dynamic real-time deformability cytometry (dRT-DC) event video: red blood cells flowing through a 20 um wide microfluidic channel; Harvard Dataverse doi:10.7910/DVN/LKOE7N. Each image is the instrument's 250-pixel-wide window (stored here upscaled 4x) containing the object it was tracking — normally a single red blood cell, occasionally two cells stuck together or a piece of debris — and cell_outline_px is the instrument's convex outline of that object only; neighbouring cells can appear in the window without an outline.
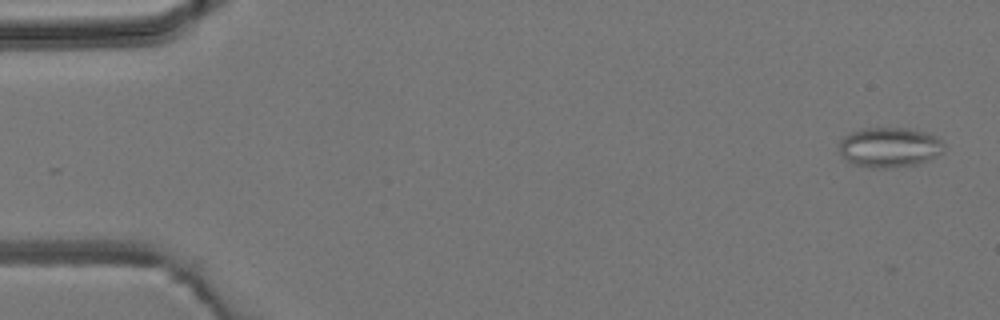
{"species": "common noctule bat (a hibernating species)", "species_latin": "Nyctalus noctula", "temperature_condition": "room temperature", "stored_images_in_passage": 4, "camera_frame_rate_fps": 3000, "um_per_image_px": 0.085, "animal": {"sex": "male", "body_mass_g": 19.2, "forearm_length_mm": 51.8}, "frame": {"image": 1, "passage_image": 1, "time_ms": 0.0, "image_size_px": [1000, 320], "cell_outline_px": [[944, 152], [928, 160], [916, 164], [884, 168], [872, 168], [852, 164], [844, 160], [840, 152], [840, 140], [844, 136], [852, 132], [864, 128], [908, 128], [924, 132], [936, 136], [944, 144]], "centroid_in_image_um": [75.59, 12.52], "position_along_channel_um": 9.4, "area_um2": 24.45}}